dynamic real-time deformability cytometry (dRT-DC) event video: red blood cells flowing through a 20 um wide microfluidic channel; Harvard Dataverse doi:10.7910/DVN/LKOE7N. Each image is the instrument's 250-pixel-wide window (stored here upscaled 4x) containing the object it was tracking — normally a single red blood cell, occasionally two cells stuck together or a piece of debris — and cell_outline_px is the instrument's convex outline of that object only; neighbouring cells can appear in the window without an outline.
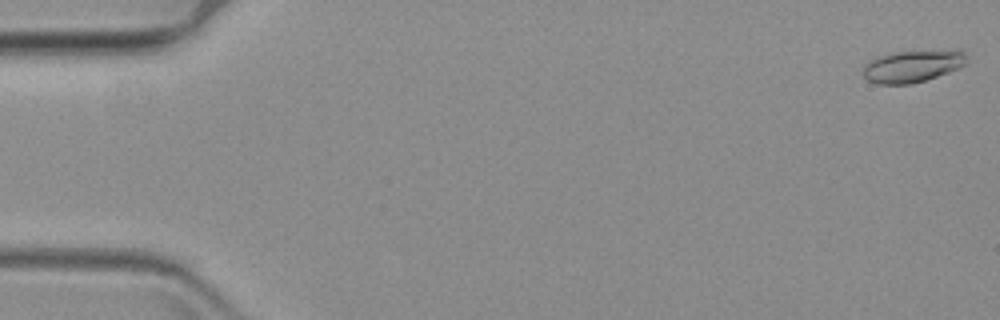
{"species": "common noctule bat (a hibernating species)", "species_latin": "Nyctalus noctula", "temperature_condition": "warm", "stored_images_in_passage": 64, "camera_frame_rate_fps": 3000, "um_per_image_px": 0.085, "animal": {"sex": "female", "body_mass_g": 19.3, "forearm_length_mm": 54.1}, "frame": {"image": 1, "passage_image": 2, "time_ms": 0.333, "image_size_px": [1000, 320], "cell_outline_px": [[968, 64], [960, 68], [912, 84], [876, 84], [868, 80], [860, 72], [864, 64], [880, 56], [892, 52], [964, 52]], "centroid_in_image_um": [77.48, 5.67], "position_along_channel_um": 7.5, "area_um2": 18.84}}
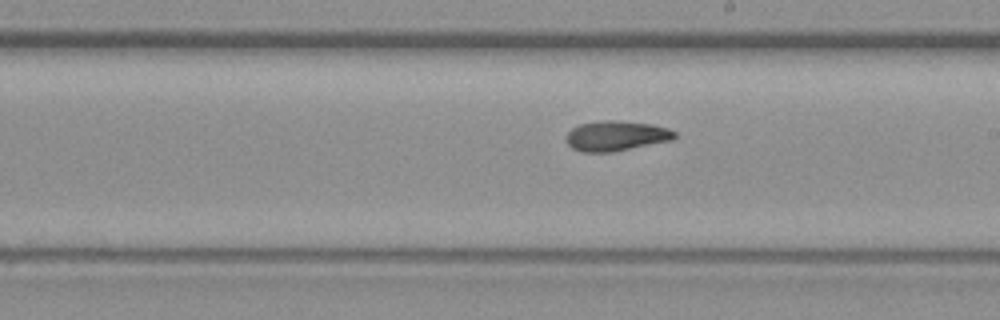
{"frame": {"image": 2, "passage_image": 37, "time_ms": 12.0, "image_size_px": [1000, 320], "cell_outline_px": [[676, 136], [672, 140], [612, 152], [580, 152], [572, 148], [564, 140], [564, 136], [572, 128], [580, 124], [600, 120], [616, 120], [652, 124], [668, 128], [676, 132]], "centroid_in_image_um": [52.33, 11.54], "position_along_channel_um": 236.7, "area_um2": 19.19}}
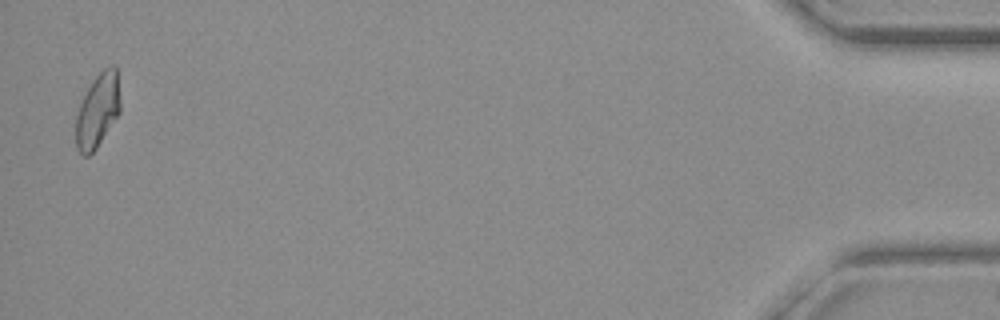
{"frame": {"image": 3, "passage_image": 63, "time_ms": 20.667, "image_size_px": [1000, 320], "cell_outline_px": [[120, 112], [96, 148], [88, 156], [84, 156], [76, 148], [76, 116], [80, 104], [92, 80], [104, 68], [112, 64], [116, 64], [120, 100]], "centroid_in_image_um": [8.31, 9.37], "position_along_channel_um": 426.9, "area_um2": 19.02}}